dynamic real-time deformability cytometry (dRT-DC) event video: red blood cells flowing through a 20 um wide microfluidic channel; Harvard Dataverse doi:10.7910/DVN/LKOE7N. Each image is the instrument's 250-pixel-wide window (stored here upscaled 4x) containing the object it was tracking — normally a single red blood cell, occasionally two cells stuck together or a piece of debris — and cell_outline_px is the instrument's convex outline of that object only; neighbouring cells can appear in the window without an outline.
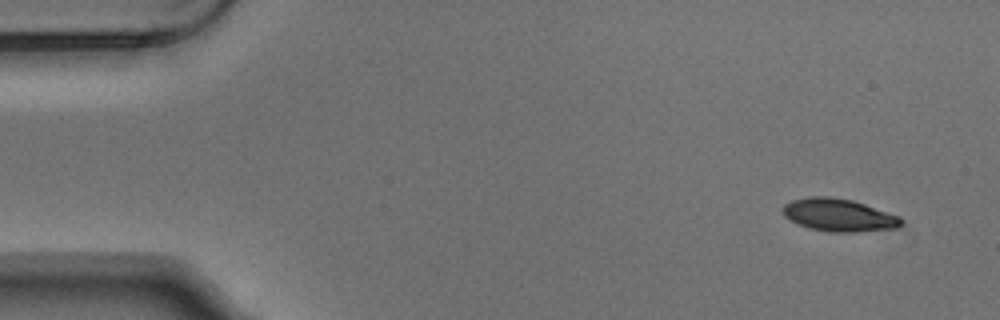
{"species": "Egyptian fruit bat (a non-hibernating species)", "species_latin": "Rousettus aegyptiacus", "temperature_condition": "warm", "stored_images_in_passage": 5, "camera_frame_rate_fps": 3000, "um_per_image_px": 0.085, "animal": {"sex": "male"}, "frame": {"image": 1, "passage_image": 1, "time_ms": 0.0, "image_size_px": [1000, 320], "cell_outline_px": [[900, 224], [896, 228], [856, 232], [832, 232], [808, 228], [784, 216], [784, 204], [792, 200], [808, 196], [828, 196], [852, 200], [900, 216]], "centroid_in_image_um": [71.28, 18.27], "position_along_channel_um": 13.7, "area_um2": 22.25}}
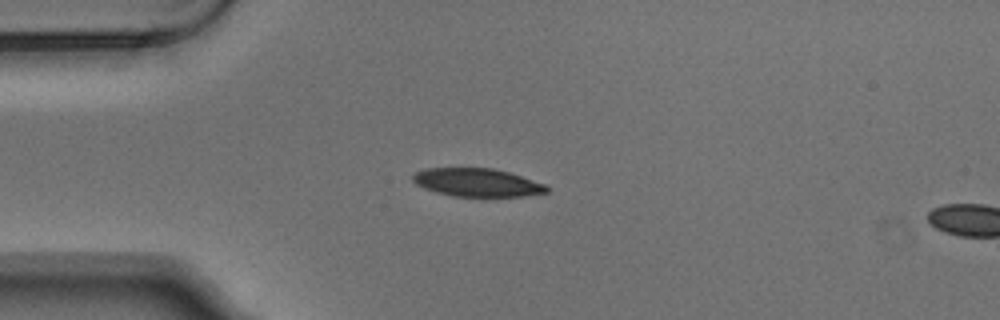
{"frame": {"image": 2, "passage_image": 4, "time_ms": 1.0, "image_size_px": [1000, 320], "cell_outline_px": [[548, 192], [524, 196], [452, 196], [436, 192], [424, 188], [416, 184], [412, 180], [412, 176], [416, 172], [424, 168], [492, 168], [508, 172], [544, 184], [548, 188]], "centroid_in_image_um": [40.51, 15.51], "position_along_channel_um": 44.5, "area_um2": 21.79}}